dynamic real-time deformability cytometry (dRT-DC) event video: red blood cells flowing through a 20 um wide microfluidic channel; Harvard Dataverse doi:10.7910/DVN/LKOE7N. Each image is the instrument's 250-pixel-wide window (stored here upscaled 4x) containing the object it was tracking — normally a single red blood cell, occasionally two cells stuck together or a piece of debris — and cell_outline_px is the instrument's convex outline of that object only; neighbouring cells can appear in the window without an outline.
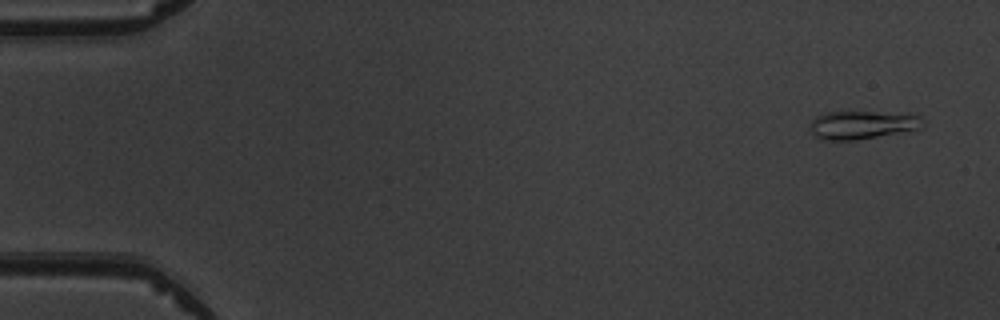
{"species": "common noctule bat (a hibernating species)", "species_latin": "Nyctalus noctula", "temperature_condition": "warm", "stored_images_in_passage": 7, "camera_frame_rate_fps": 3000, "um_per_image_px": 0.085, "animal": {"sex": "male", "body_mass_g": 19.5, "forearm_length_mm": 54.6}, "frame": {"image": 1, "passage_image": 1, "time_ms": 0.0, "image_size_px": [1000, 320], "cell_outline_px": [[924, 124], [916, 128], [856, 140], [824, 140], [816, 136], [808, 128], [812, 120], [816, 116], [824, 112], [872, 112], [920, 116]], "centroid_in_image_um": [73.15, 10.61], "position_along_channel_um": 11.8, "area_um2": 17.92}}
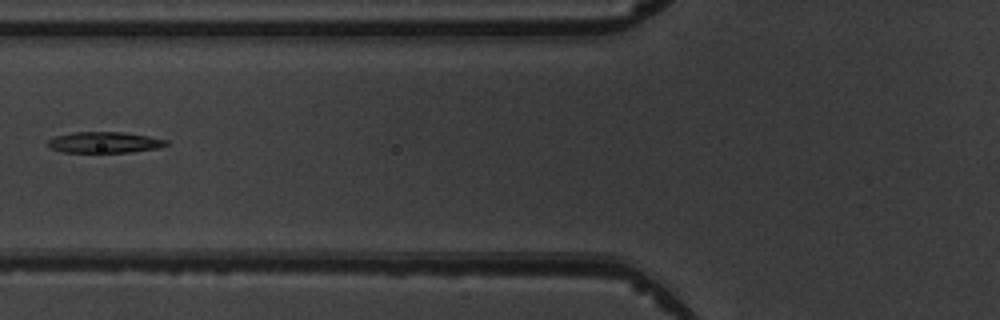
{"frame": {"image": 2, "passage_image": 6, "time_ms": 6.0, "image_size_px": [1000, 320], "cell_outline_px": [[168, 144], [160, 148], [132, 152], [60, 152], [44, 144], [52, 136], [72, 132], [124, 132], [148, 136], [168, 140]], "centroid_in_image_um": [8.84, 12.1], "position_along_channel_um": 117.0, "area_um2": 14.74}}
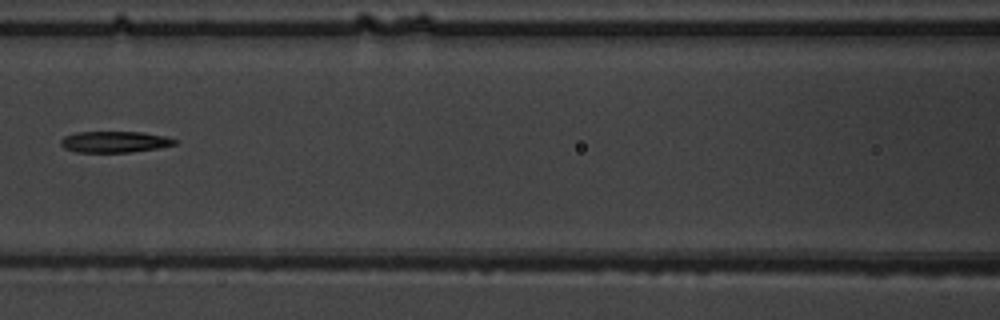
{"frame": {"image": 3, "passage_image": 7, "time_ms": 7.0, "image_size_px": [1000, 320], "cell_outline_px": [[176, 144], [160, 148], [132, 152], [76, 152], [64, 148], [60, 144], [60, 140], [64, 136], [76, 132], [140, 132], [164, 136], [176, 140]], "centroid_in_image_um": [9.72, 12.06], "position_along_channel_um": 156.9, "area_um2": 14.1}}